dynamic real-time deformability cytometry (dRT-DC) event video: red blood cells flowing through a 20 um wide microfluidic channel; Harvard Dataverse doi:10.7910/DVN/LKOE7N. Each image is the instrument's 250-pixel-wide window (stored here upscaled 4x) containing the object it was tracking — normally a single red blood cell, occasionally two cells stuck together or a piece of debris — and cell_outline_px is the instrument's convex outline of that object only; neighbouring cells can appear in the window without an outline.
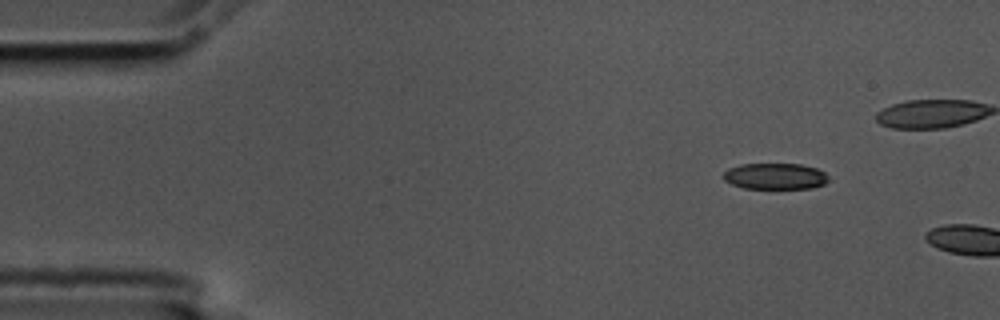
{"species": "common noctule bat (a hibernating species)", "species_latin": "Nyctalus noctula", "temperature_condition": "cold", "stored_images_in_passage": 2, "camera_frame_rate_fps": 3000, "um_per_image_px": 0.085, "animal": {"sex": "male", "body_mass_g": 17.5, "forearm_length_mm": 52.3}, "frame": {"image": 1, "passage_image": 1, "time_ms": 0.0, "image_size_px": [1000, 320], "cell_outline_px": [[828, 180], [824, 184], [812, 188], [744, 188], [732, 184], [724, 180], [720, 176], [728, 168], [740, 164], [800, 164], [816, 168], [824, 172], [828, 176]], "centroid_in_image_um": [65.85, 14.97], "position_along_channel_um": 19.1, "area_um2": 16.07}}